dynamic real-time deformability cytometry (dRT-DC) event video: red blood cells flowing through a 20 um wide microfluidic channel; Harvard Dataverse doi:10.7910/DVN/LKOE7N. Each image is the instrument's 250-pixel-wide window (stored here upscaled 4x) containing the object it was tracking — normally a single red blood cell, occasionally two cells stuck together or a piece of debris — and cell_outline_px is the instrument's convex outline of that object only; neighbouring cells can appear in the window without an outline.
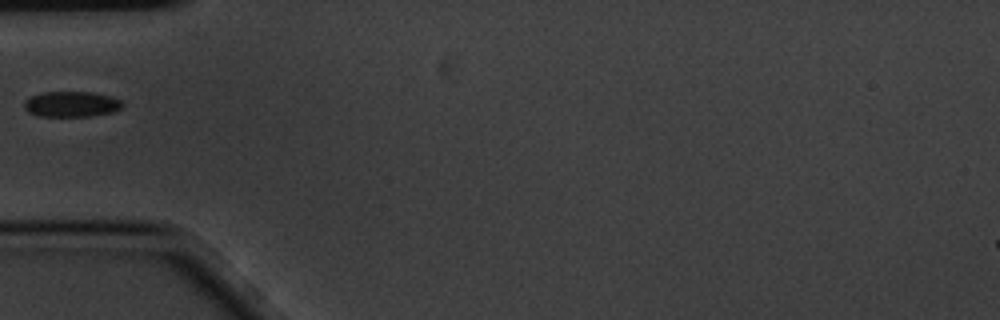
{"species": "common noctule bat (a hibernating species)", "species_latin": "Nyctalus noctula", "temperature_condition": "cold", "stored_images_in_passage": 1, "camera_frame_rate_fps": 3000, "um_per_image_px": 0.085, "animal": {"sex": "male", "body_mass_g": 20.1, "forearm_length_mm": 53.5}, "frame": {"image": 1, "passage_image": 1, "time_ms": 0.0, "image_size_px": [1000, 320], "cell_outline_px": [[124, 104], [116, 112], [92, 116], [40, 116], [28, 112], [24, 108], [24, 100], [32, 96], [44, 92], [92, 92], [112, 96], [120, 100]], "centroid_in_image_um": [6.1, 8.85], "position_along_channel_um": 78.9, "area_um2": 14.74}}